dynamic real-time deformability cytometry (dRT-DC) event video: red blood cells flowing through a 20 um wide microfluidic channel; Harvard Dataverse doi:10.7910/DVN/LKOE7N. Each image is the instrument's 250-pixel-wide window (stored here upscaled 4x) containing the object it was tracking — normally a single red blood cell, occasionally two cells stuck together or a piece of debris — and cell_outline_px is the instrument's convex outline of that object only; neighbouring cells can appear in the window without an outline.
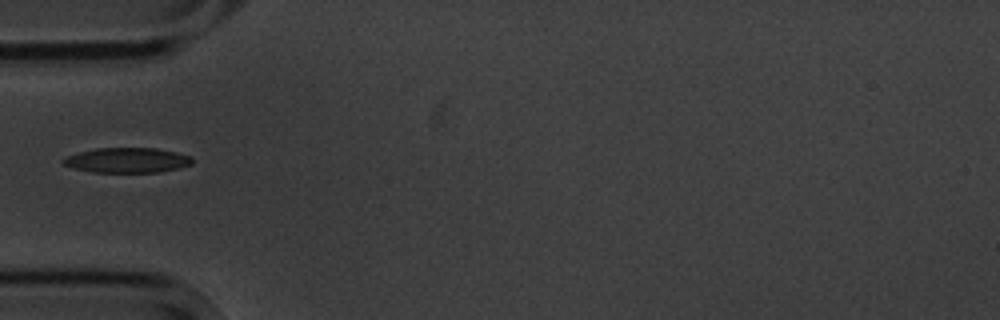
{"species": "common noctule bat (a hibernating species)", "species_latin": "Nyctalus noctula", "temperature_condition": "cold", "stored_images_in_passage": 1, "camera_frame_rate_fps": 3000, "um_per_image_px": 0.085, "animal": {"sex": "male", "body_mass_g": 20.1, "forearm_length_mm": 53.5}, "frame": {"image": 1, "passage_image": 1, "time_ms": 0.0, "image_size_px": [1000, 320], "cell_outline_px": [[192, 164], [160, 172], [92, 172], [76, 168], [64, 164], [60, 160], [64, 156], [96, 148], [156, 148], [176, 152], [192, 156]], "centroid_in_image_um": [10.8, 13.61], "position_along_channel_um": 74.2, "area_um2": 18.73}}